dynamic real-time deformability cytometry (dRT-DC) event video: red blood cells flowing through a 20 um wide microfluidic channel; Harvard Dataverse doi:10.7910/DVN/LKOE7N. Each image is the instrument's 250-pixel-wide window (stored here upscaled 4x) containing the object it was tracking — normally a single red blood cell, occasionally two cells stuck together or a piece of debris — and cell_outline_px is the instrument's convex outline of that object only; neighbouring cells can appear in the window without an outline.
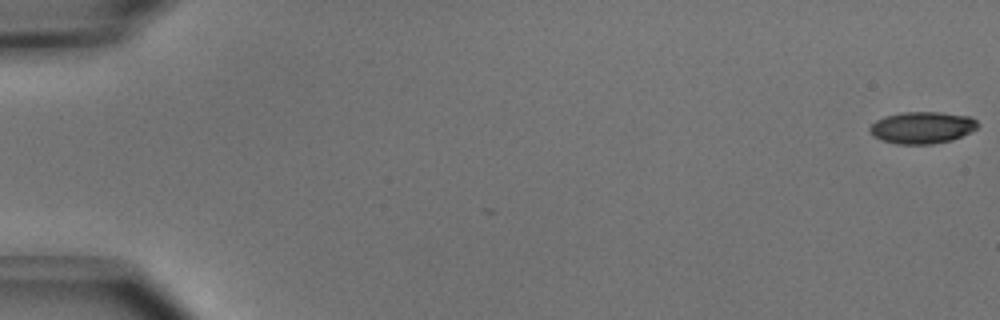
{"species": "common noctule bat (a hibernating species)", "species_latin": "Nyctalus noctula", "temperature_condition": "cold", "stored_images_in_passage": 52, "camera_frame_rate_fps": 3000, "um_per_image_px": 0.085, "animal": {"sex": "male", "body_mass_g": 15.6}, "frame": {"image": 1, "passage_image": 1, "time_ms": 0.0, "image_size_px": [1000, 320], "cell_outline_px": [[980, 124], [976, 128], [952, 140], [932, 144], [896, 144], [880, 140], [868, 128], [876, 120], [884, 116], [900, 112], [940, 112], [972, 116]], "centroid_in_image_um": [78.39, 10.83], "position_along_channel_um": 6.6, "area_um2": 20.06}}
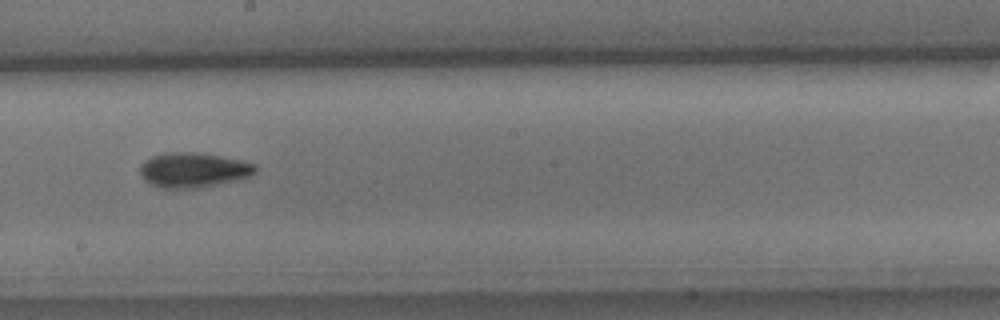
{"frame": {"image": 2, "passage_image": 30, "time_ms": 9.667, "image_size_px": [1000, 320], "cell_outline_px": [[256, 172], [252, 176], [240, 180], [200, 188], [160, 188], [148, 184], [140, 176], [140, 164], [144, 160], [152, 156], [164, 152], [196, 152], [244, 160], [256, 164]], "centroid_in_image_um": [16.44, 14.46], "position_along_channel_um": 231.8, "area_um2": 24.04}}
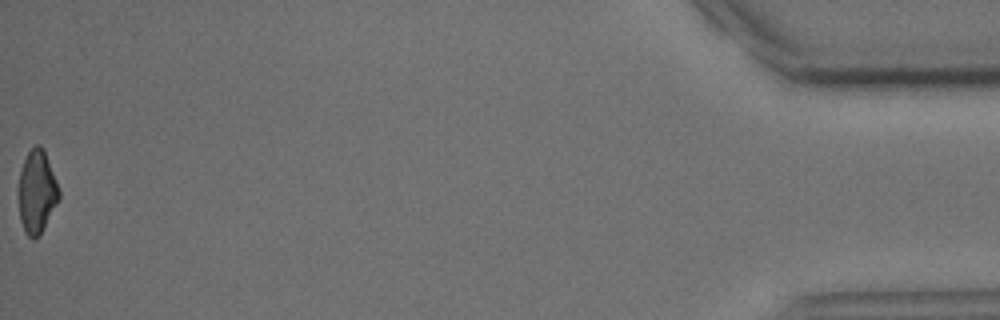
{"frame": {"image": 3, "passage_image": 52, "time_ms": 17.0, "image_size_px": [1000, 320], "cell_outline_px": [[60, 200], [40, 236], [32, 240], [24, 232], [20, 220], [16, 192], [20, 172], [24, 160], [28, 152], [36, 144], [40, 144], [44, 148], [56, 180], [60, 192]], "centroid_in_image_um": [3.11, 16.34], "position_along_channel_um": 432.1, "area_um2": 20.29}, "authors_computed_cell_mechanics": {"area_um2": 21.2415, "velocity_mm_per_s": 3.9717, "shape_relaxation_time_tau1_ms": 3.0561, "shape_relaxation_time_tau2_ms": 3.8489, "deformation_change_tau1": 0.1118, "deformation_change_tau2": 0.0955}}